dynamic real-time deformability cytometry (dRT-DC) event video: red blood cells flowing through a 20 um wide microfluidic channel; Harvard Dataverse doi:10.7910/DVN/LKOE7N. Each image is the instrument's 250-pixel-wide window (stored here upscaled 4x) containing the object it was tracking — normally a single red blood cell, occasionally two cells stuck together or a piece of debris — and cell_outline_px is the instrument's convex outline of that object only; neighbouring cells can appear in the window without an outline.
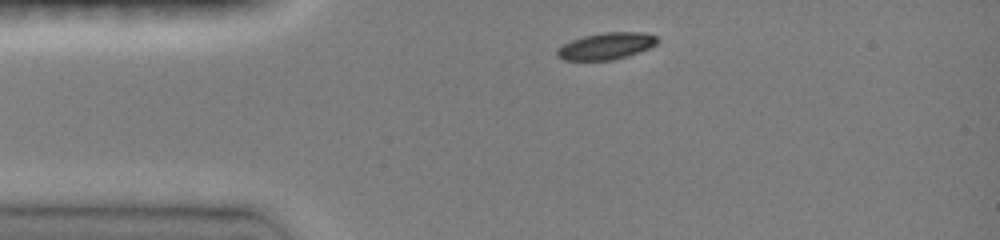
{"species": "common noctule bat (a hibernating species)", "species_latin": "Nyctalus noctula", "temperature_condition": "room temperature", "stored_images_in_passage": 4, "camera_frame_rate_fps": 3000, "um_per_image_px": 0.085, "animal": {"sex": "female", "body_mass_g": 19.0, "forearm_length_mm": 51.5}, "frame": {"image": 1, "passage_image": 1, "time_ms": 0.0, "image_size_px": [1000, 240], "cell_outline_px": [[660, 40], [656, 44], [648, 48], [628, 56], [612, 60], [564, 60], [556, 56], [556, 52], [564, 44], [572, 40], [584, 36], [604, 32], [644, 32], [656, 36]], "centroid_in_image_um": [51.55, 3.91], "position_along_channel_um": 33.4, "area_um2": 15.55}}
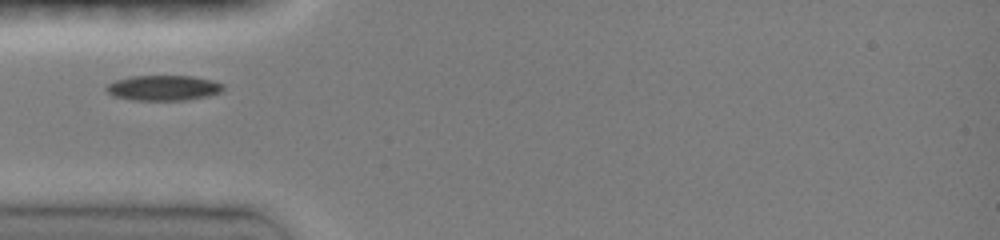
{"frame": {"image": 2, "passage_image": 3, "time_ms": 1.667, "image_size_px": [1000, 240], "cell_outline_px": [[224, 88], [220, 92], [208, 96], [188, 100], [132, 100], [112, 96], [104, 88], [108, 84], [116, 80], [132, 76], [192, 76], [212, 80], [224, 84]], "centroid_in_image_um": [13.89, 7.47], "position_along_channel_um": 71.1, "area_um2": 17.28}}